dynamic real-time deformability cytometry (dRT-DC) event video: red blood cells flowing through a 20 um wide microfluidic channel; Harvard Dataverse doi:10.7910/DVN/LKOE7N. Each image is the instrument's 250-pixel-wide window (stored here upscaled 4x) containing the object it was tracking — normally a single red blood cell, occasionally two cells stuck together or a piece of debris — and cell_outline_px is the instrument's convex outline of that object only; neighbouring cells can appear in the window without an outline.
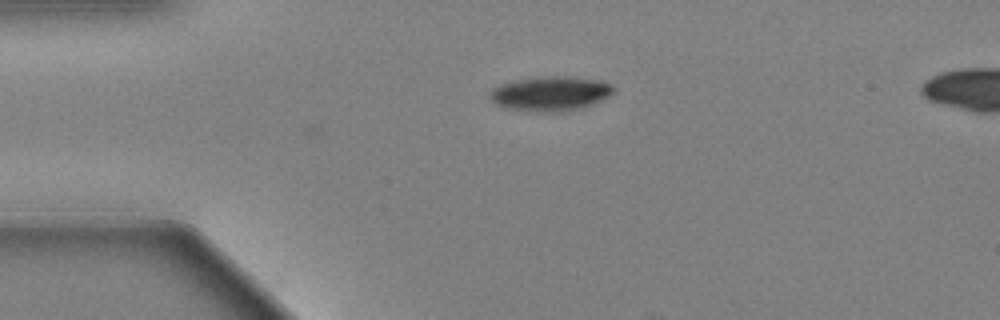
{"species": "Egyptian fruit bat (a non-hibernating species)", "species_latin": "Rousettus aegyptiacus", "temperature_condition": "warm", "stored_images_in_passage": 35, "camera_frame_rate_fps": 3000, "um_per_image_px": 0.085, "animal": {"sex": "female"}, "frame": {"image": 1, "passage_image": 1, "time_ms": 0.0, "image_size_px": [1000, 320], "cell_outline_px": [[616, 88], [608, 96], [584, 108], [568, 112], [536, 112], [504, 108], [492, 104], [488, 96], [488, 92], [492, 88], [500, 84], [516, 80], [548, 76], [556, 76], [600, 80], [612, 84]], "centroid_in_image_um": [46.73, 7.98], "position_along_channel_um": 38.3, "area_um2": 25.26}}
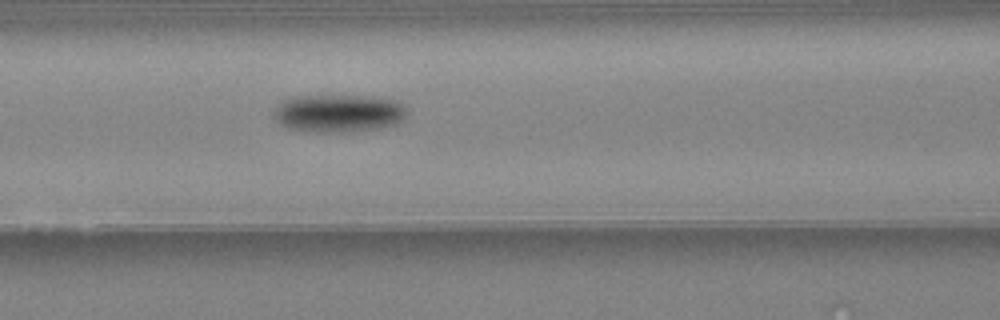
{"frame": {"image": 2, "passage_image": 12, "time_ms": 3.667, "image_size_px": [1000, 320], "cell_outline_px": [[408, 112], [396, 124], [380, 128], [352, 132], [316, 132], [292, 128], [280, 124], [272, 116], [276, 108], [284, 100], [296, 96], [372, 96], [392, 100], [400, 104]], "centroid_in_image_um": [28.77, 9.63], "position_along_channel_um": 137.8, "area_um2": 29.07}}
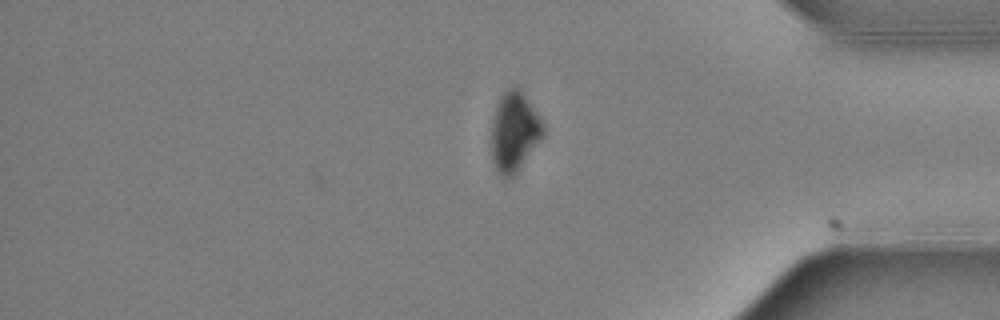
{"frame": {"image": 3, "passage_image": 35, "time_ms": 11.333, "image_size_px": [1000, 320], "cell_outline_px": [[544, 136], [516, 172], [512, 176], [504, 180], [500, 176], [492, 160], [492, 120], [500, 96], [512, 84], [520, 88], [544, 124]], "centroid_in_image_um": [43.71, 11.19], "position_along_channel_um": 391.5, "area_um2": 23.93}, "authors_computed_cell_mechanics": {"area_um2": 27.6284, "velocity_mm_per_s": 3.6005, "shape_relaxation_time_tau1_ms": 2.4876, "shape_relaxation_time_tau2_ms": null, "deformation_change_tau1": 0.1187, "deformation_change_tau2": null}}